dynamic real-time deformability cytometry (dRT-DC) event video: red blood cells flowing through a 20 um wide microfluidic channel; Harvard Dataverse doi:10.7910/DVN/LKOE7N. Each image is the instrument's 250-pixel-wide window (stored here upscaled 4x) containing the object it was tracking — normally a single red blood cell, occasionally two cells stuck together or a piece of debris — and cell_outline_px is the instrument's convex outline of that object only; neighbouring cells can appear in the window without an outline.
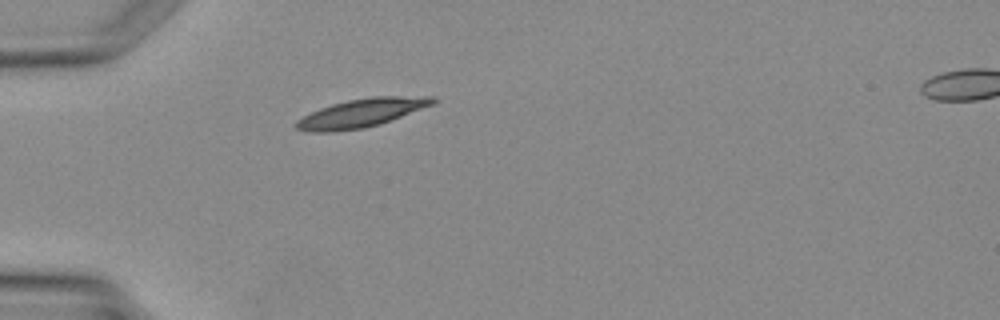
{"species": "Egyptian fruit bat (a non-hibernating species)", "species_latin": "Rousettus aegyptiacus", "temperature_condition": "warm", "stored_images_in_passage": 4, "segment_of_instrument_passage": [1, 2], "camera_frame_rate_fps": 3000, "um_per_image_px": 0.085, "animal": {"sex": "female"}, "frame": {"image": 1, "passage_image": 3, "time_ms": 2.667, "image_size_px": [1000, 320], "cell_outline_px": [[436, 100], [432, 104], [380, 124], [364, 128], [328, 132], [312, 132], [296, 128], [292, 124], [296, 120], [320, 108], [332, 104], [348, 100], [368, 96], [436, 96]], "centroid_in_image_um": [30.69, 9.59], "position_along_channel_um": 54.3, "area_um2": 22.48}}